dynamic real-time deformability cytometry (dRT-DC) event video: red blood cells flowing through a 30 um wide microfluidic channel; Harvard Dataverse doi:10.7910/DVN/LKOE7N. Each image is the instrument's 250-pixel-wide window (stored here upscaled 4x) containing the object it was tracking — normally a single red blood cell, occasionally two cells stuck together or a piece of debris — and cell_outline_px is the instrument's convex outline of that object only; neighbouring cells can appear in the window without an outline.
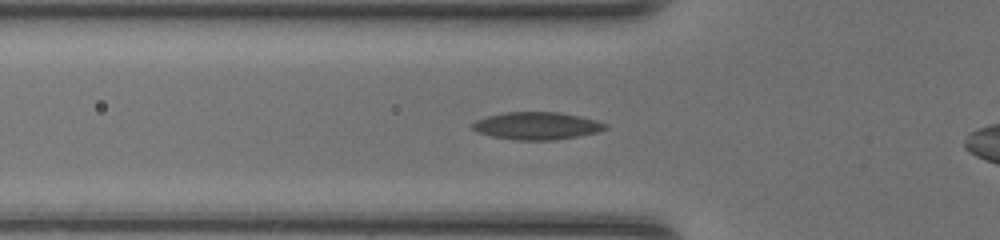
{"species": "common noctule bat (a hibernating species)", "species_latin": "Nyctalus noctula", "temperature_condition": "room temperature", "stored_images_in_passage": 32, "camera_frame_rate_fps": 3000, "um_per_image_px": 0.085, "animal": {"sex": "female", "body_mass_g": 20.0, "forearm_length_mm": 54.0}, "frame": {"image": 1, "passage_image": 9, "time_ms": 2.667, "image_size_px": [1000, 240], "cell_outline_px": [[608, 128], [596, 132], [576, 136], [552, 140], [516, 140], [492, 136], [476, 132], [472, 128], [472, 124], [476, 120], [488, 116], [504, 112], [560, 112], [596, 120], [608, 124]], "centroid_in_image_um": [45.61, 10.69], "position_along_channel_um": 80.2, "area_um2": 21.15}}
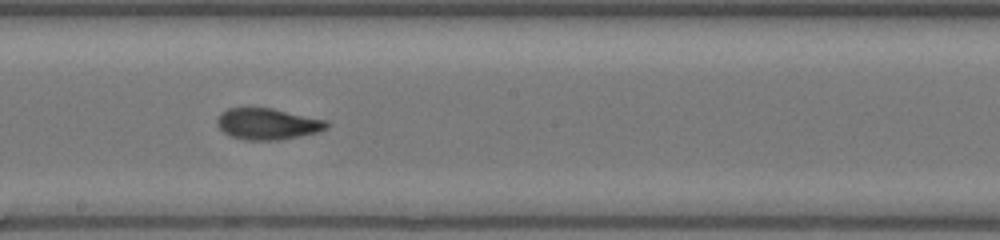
{"frame": {"image": 2, "passage_image": 19, "time_ms": 6.0, "image_size_px": [1000, 240], "cell_outline_px": [[328, 128], [316, 132], [280, 140], [244, 140], [232, 136], [224, 132], [216, 124], [216, 120], [220, 112], [228, 108], [272, 108], [328, 120]], "centroid_in_image_um": [22.73, 10.52], "position_along_channel_um": 225.5, "area_um2": 20.0}}
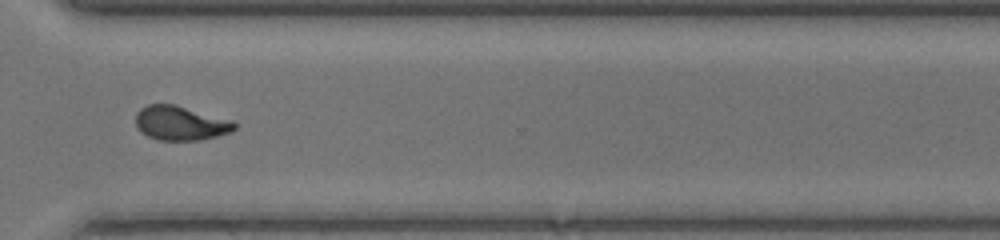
{"frame": {"image": 3, "passage_image": 28, "time_ms": 9.0, "image_size_px": [1000, 240], "cell_outline_px": [[236, 128], [232, 132], [200, 140], [160, 140], [148, 136], [140, 132], [136, 128], [136, 112], [140, 108], [148, 104], [176, 104], [232, 120], [236, 124]], "centroid_in_image_um": [15.33, 10.46], "position_along_channel_um": 355.3, "area_um2": 19.94}}